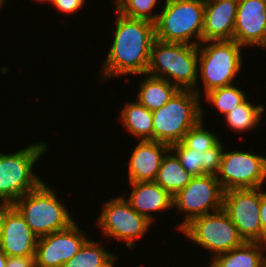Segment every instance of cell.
<instances>
[{
    "label": "cell",
    "instance_id": "cell-1",
    "mask_svg": "<svg viewBox=\"0 0 266 267\" xmlns=\"http://www.w3.org/2000/svg\"><path fill=\"white\" fill-rule=\"evenodd\" d=\"M115 12L114 36L106 59L101 64V75H98L103 81L146 74L151 48L156 40L155 23L126 17L116 9Z\"/></svg>",
    "mask_w": 266,
    "mask_h": 267
},
{
    "label": "cell",
    "instance_id": "cell-2",
    "mask_svg": "<svg viewBox=\"0 0 266 267\" xmlns=\"http://www.w3.org/2000/svg\"><path fill=\"white\" fill-rule=\"evenodd\" d=\"M242 49L244 47L235 40L207 41L198 45L197 78L198 82L199 78L202 80L203 87L196 86V93L201 98L213 89L235 84L243 71Z\"/></svg>",
    "mask_w": 266,
    "mask_h": 267
},
{
    "label": "cell",
    "instance_id": "cell-3",
    "mask_svg": "<svg viewBox=\"0 0 266 267\" xmlns=\"http://www.w3.org/2000/svg\"><path fill=\"white\" fill-rule=\"evenodd\" d=\"M58 197L53 186L43 180L14 202V207L38 238L64 230L75 222L66 203Z\"/></svg>",
    "mask_w": 266,
    "mask_h": 267
},
{
    "label": "cell",
    "instance_id": "cell-4",
    "mask_svg": "<svg viewBox=\"0 0 266 267\" xmlns=\"http://www.w3.org/2000/svg\"><path fill=\"white\" fill-rule=\"evenodd\" d=\"M198 46L183 43L153 42L146 74L163 78L179 90L196 93Z\"/></svg>",
    "mask_w": 266,
    "mask_h": 267
},
{
    "label": "cell",
    "instance_id": "cell-5",
    "mask_svg": "<svg viewBox=\"0 0 266 267\" xmlns=\"http://www.w3.org/2000/svg\"><path fill=\"white\" fill-rule=\"evenodd\" d=\"M49 143L33 142L13 153L0 151V199L13 203L42 181L34 169L48 151Z\"/></svg>",
    "mask_w": 266,
    "mask_h": 267
},
{
    "label": "cell",
    "instance_id": "cell-6",
    "mask_svg": "<svg viewBox=\"0 0 266 267\" xmlns=\"http://www.w3.org/2000/svg\"><path fill=\"white\" fill-rule=\"evenodd\" d=\"M164 1L155 22L156 39L198 46L202 42L205 0Z\"/></svg>",
    "mask_w": 266,
    "mask_h": 267
},
{
    "label": "cell",
    "instance_id": "cell-7",
    "mask_svg": "<svg viewBox=\"0 0 266 267\" xmlns=\"http://www.w3.org/2000/svg\"><path fill=\"white\" fill-rule=\"evenodd\" d=\"M201 101L193 90H178L164 106L152 112L153 140L169 146L181 142L202 119Z\"/></svg>",
    "mask_w": 266,
    "mask_h": 267
},
{
    "label": "cell",
    "instance_id": "cell-8",
    "mask_svg": "<svg viewBox=\"0 0 266 267\" xmlns=\"http://www.w3.org/2000/svg\"><path fill=\"white\" fill-rule=\"evenodd\" d=\"M102 210L94 223L100 229L101 235L116 239L118 242L126 243L129 249L136 247L134 243L148 233L153 226L144 216L136 212L124 198V194L110 200L102 205Z\"/></svg>",
    "mask_w": 266,
    "mask_h": 267
},
{
    "label": "cell",
    "instance_id": "cell-9",
    "mask_svg": "<svg viewBox=\"0 0 266 267\" xmlns=\"http://www.w3.org/2000/svg\"><path fill=\"white\" fill-rule=\"evenodd\" d=\"M180 233L210 252L211 258L245 242L223 208L194 218Z\"/></svg>",
    "mask_w": 266,
    "mask_h": 267
},
{
    "label": "cell",
    "instance_id": "cell-10",
    "mask_svg": "<svg viewBox=\"0 0 266 267\" xmlns=\"http://www.w3.org/2000/svg\"><path fill=\"white\" fill-rule=\"evenodd\" d=\"M224 191L215 175L194 176L190 183L173 197V209L184 216L176 225L180 232L194 218L223 208Z\"/></svg>",
    "mask_w": 266,
    "mask_h": 267
},
{
    "label": "cell",
    "instance_id": "cell-11",
    "mask_svg": "<svg viewBox=\"0 0 266 267\" xmlns=\"http://www.w3.org/2000/svg\"><path fill=\"white\" fill-rule=\"evenodd\" d=\"M216 177L224 192L231 189L264 187L266 155L255 154L248 150L232 151L224 148L220 170Z\"/></svg>",
    "mask_w": 266,
    "mask_h": 267
},
{
    "label": "cell",
    "instance_id": "cell-12",
    "mask_svg": "<svg viewBox=\"0 0 266 267\" xmlns=\"http://www.w3.org/2000/svg\"><path fill=\"white\" fill-rule=\"evenodd\" d=\"M260 202L261 188L224 192L223 209L246 242H261Z\"/></svg>",
    "mask_w": 266,
    "mask_h": 267
},
{
    "label": "cell",
    "instance_id": "cell-13",
    "mask_svg": "<svg viewBox=\"0 0 266 267\" xmlns=\"http://www.w3.org/2000/svg\"><path fill=\"white\" fill-rule=\"evenodd\" d=\"M75 220L68 228L38 238L35 265L37 267H62L81 249L89 237ZM81 228V229H80Z\"/></svg>",
    "mask_w": 266,
    "mask_h": 267
},
{
    "label": "cell",
    "instance_id": "cell-14",
    "mask_svg": "<svg viewBox=\"0 0 266 267\" xmlns=\"http://www.w3.org/2000/svg\"><path fill=\"white\" fill-rule=\"evenodd\" d=\"M233 40L266 50V0H238Z\"/></svg>",
    "mask_w": 266,
    "mask_h": 267
},
{
    "label": "cell",
    "instance_id": "cell-15",
    "mask_svg": "<svg viewBox=\"0 0 266 267\" xmlns=\"http://www.w3.org/2000/svg\"><path fill=\"white\" fill-rule=\"evenodd\" d=\"M238 0H205L202 42L233 40Z\"/></svg>",
    "mask_w": 266,
    "mask_h": 267
},
{
    "label": "cell",
    "instance_id": "cell-16",
    "mask_svg": "<svg viewBox=\"0 0 266 267\" xmlns=\"http://www.w3.org/2000/svg\"><path fill=\"white\" fill-rule=\"evenodd\" d=\"M168 144L154 140H138L128 159V182L155 181Z\"/></svg>",
    "mask_w": 266,
    "mask_h": 267
},
{
    "label": "cell",
    "instance_id": "cell-17",
    "mask_svg": "<svg viewBox=\"0 0 266 267\" xmlns=\"http://www.w3.org/2000/svg\"><path fill=\"white\" fill-rule=\"evenodd\" d=\"M37 241L25 218L13 207L5 217L0 249L8 257H35Z\"/></svg>",
    "mask_w": 266,
    "mask_h": 267
},
{
    "label": "cell",
    "instance_id": "cell-18",
    "mask_svg": "<svg viewBox=\"0 0 266 267\" xmlns=\"http://www.w3.org/2000/svg\"><path fill=\"white\" fill-rule=\"evenodd\" d=\"M131 192L124 198L130 206L151 224L157 220L153 213L173 210V197L155 181L129 182ZM156 215V216H155Z\"/></svg>",
    "mask_w": 266,
    "mask_h": 267
},
{
    "label": "cell",
    "instance_id": "cell-19",
    "mask_svg": "<svg viewBox=\"0 0 266 267\" xmlns=\"http://www.w3.org/2000/svg\"><path fill=\"white\" fill-rule=\"evenodd\" d=\"M223 141H219L209 150H194L185 147L181 142L170 146L180 164L192 176L217 175L220 170L224 152Z\"/></svg>",
    "mask_w": 266,
    "mask_h": 267
},
{
    "label": "cell",
    "instance_id": "cell-20",
    "mask_svg": "<svg viewBox=\"0 0 266 267\" xmlns=\"http://www.w3.org/2000/svg\"><path fill=\"white\" fill-rule=\"evenodd\" d=\"M266 244L244 242L240 246L209 258L208 267H266Z\"/></svg>",
    "mask_w": 266,
    "mask_h": 267
},
{
    "label": "cell",
    "instance_id": "cell-21",
    "mask_svg": "<svg viewBox=\"0 0 266 267\" xmlns=\"http://www.w3.org/2000/svg\"><path fill=\"white\" fill-rule=\"evenodd\" d=\"M118 119L125 132L137 140H153L152 111L148 110L136 100L127 101L124 107L117 111Z\"/></svg>",
    "mask_w": 266,
    "mask_h": 267
},
{
    "label": "cell",
    "instance_id": "cell-22",
    "mask_svg": "<svg viewBox=\"0 0 266 267\" xmlns=\"http://www.w3.org/2000/svg\"><path fill=\"white\" fill-rule=\"evenodd\" d=\"M143 77L138 83V92L135 100L150 111H155L164 106L179 90L175 85L163 78H157L148 74H139Z\"/></svg>",
    "mask_w": 266,
    "mask_h": 267
},
{
    "label": "cell",
    "instance_id": "cell-23",
    "mask_svg": "<svg viewBox=\"0 0 266 267\" xmlns=\"http://www.w3.org/2000/svg\"><path fill=\"white\" fill-rule=\"evenodd\" d=\"M193 177L180 164L177 156L169 150L162 160L155 182L174 197L190 183Z\"/></svg>",
    "mask_w": 266,
    "mask_h": 267
},
{
    "label": "cell",
    "instance_id": "cell-24",
    "mask_svg": "<svg viewBox=\"0 0 266 267\" xmlns=\"http://www.w3.org/2000/svg\"><path fill=\"white\" fill-rule=\"evenodd\" d=\"M263 113H265V105H254V103L247 98L242 104L236 106L223 118L227 127H230L232 132L235 131L236 134H242V132L249 133V131H252L256 126L258 127V125L261 124Z\"/></svg>",
    "mask_w": 266,
    "mask_h": 267
},
{
    "label": "cell",
    "instance_id": "cell-25",
    "mask_svg": "<svg viewBox=\"0 0 266 267\" xmlns=\"http://www.w3.org/2000/svg\"><path fill=\"white\" fill-rule=\"evenodd\" d=\"M99 241L88 239L77 254L62 267H100L105 264L115 253L107 251Z\"/></svg>",
    "mask_w": 266,
    "mask_h": 267
},
{
    "label": "cell",
    "instance_id": "cell-26",
    "mask_svg": "<svg viewBox=\"0 0 266 267\" xmlns=\"http://www.w3.org/2000/svg\"><path fill=\"white\" fill-rule=\"evenodd\" d=\"M203 96L206 102L209 105L212 104L223 117L236 106L242 104L248 97L243 89L237 87L236 84L213 89Z\"/></svg>",
    "mask_w": 266,
    "mask_h": 267
},
{
    "label": "cell",
    "instance_id": "cell-27",
    "mask_svg": "<svg viewBox=\"0 0 266 267\" xmlns=\"http://www.w3.org/2000/svg\"><path fill=\"white\" fill-rule=\"evenodd\" d=\"M204 108L202 107V119L183 136L181 143L194 150H209L213 148L221 139L214 131L204 127Z\"/></svg>",
    "mask_w": 266,
    "mask_h": 267
},
{
    "label": "cell",
    "instance_id": "cell-28",
    "mask_svg": "<svg viewBox=\"0 0 266 267\" xmlns=\"http://www.w3.org/2000/svg\"><path fill=\"white\" fill-rule=\"evenodd\" d=\"M160 2H162L160 0ZM159 0H122L114 9L126 17L145 19L155 23L158 19Z\"/></svg>",
    "mask_w": 266,
    "mask_h": 267
},
{
    "label": "cell",
    "instance_id": "cell-29",
    "mask_svg": "<svg viewBox=\"0 0 266 267\" xmlns=\"http://www.w3.org/2000/svg\"><path fill=\"white\" fill-rule=\"evenodd\" d=\"M85 2L87 3L86 0H53L51 5L61 13L74 15L83 9Z\"/></svg>",
    "mask_w": 266,
    "mask_h": 267
},
{
    "label": "cell",
    "instance_id": "cell-30",
    "mask_svg": "<svg viewBox=\"0 0 266 267\" xmlns=\"http://www.w3.org/2000/svg\"><path fill=\"white\" fill-rule=\"evenodd\" d=\"M261 243L266 244V190L261 187L260 202Z\"/></svg>",
    "mask_w": 266,
    "mask_h": 267
},
{
    "label": "cell",
    "instance_id": "cell-31",
    "mask_svg": "<svg viewBox=\"0 0 266 267\" xmlns=\"http://www.w3.org/2000/svg\"><path fill=\"white\" fill-rule=\"evenodd\" d=\"M35 257L22 256V257H8L6 267H34Z\"/></svg>",
    "mask_w": 266,
    "mask_h": 267
},
{
    "label": "cell",
    "instance_id": "cell-32",
    "mask_svg": "<svg viewBox=\"0 0 266 267\" xmlns=\"http://www.w3.org/2000/svg\"><path fill=\"white\" fill-rule=\"evenodd\" d=\"M13 207V203L0 199V239L4 228L5 217Z\"/></svg>",
    "mask_w": 266,
    "mask_h": 267
},
{
    "label": "cell",
    "instance_id": "cell-33",
    "mask_svg": "<svg viewBox=\"0 0 266 267\" xmlns=\"http://www.w3.org/2000/svg\"><path fill=\"white\" fill-rule=\"evenodd\" d=\"M119 255H117L116 253L102 266L100 267H115L116 263L118 264V260H119ZM118 259V260H117Z\"/></svg>",
    "mask_w": 266,
    "mask_h": 267
},
{
    "label": "cell",
    "instance_id": "cell-34",
    "mask_svg": "<svg viewBox=\"0 0 266 267\" xmlns=\"http://www.w3.org/2000/svg\"><path fill=\"white\" fill-rule=\"evenodd\" d=\"M8 256L0 249V267H6Z\"/></svg>",
    "mask_w": 266,
    "mask_h": 267
},
{
    "label": "cell",
    "instance_id": "cell-35",
    "mask_svg": "<svg viewBox=\"0 0 266 267\" xmlns=\"http://www.w3.org/2000/svg\"><path fill=\"white\" fill-rule=\"evenodd\" d=\"M38 2H41V4L44 2V3H49L51 4L53 0H37Z\"/></svg>",
    "mask_w": 266,
    "mask_h": 267
},
{
    "label": "cell",
    "instance_id": "cell-36",
    "mask_svg": "<svg viewBox=\"0 0 266 267\" xmlns=\"http://www.w3.org/2000/svg\"><path fill=\"white\" fill-rule=\"evenodd\" d=\"M5 1H6V0H0V10H1L2 7H3V4L6 3Z\"/></svg>",
    "mask_w": 266,
    "mask_h": 267
},
{
    "label": "cell",
    "instance_id": "cell-37",
    "mask_svg": "<svg viewBox=\"0 0 266 267\" xmlns=\"http://www.w3.org/2000/svg\"><path fill=\"white\" fill-rule=\"evenodd\" d=\"M122 0H115L114 1V7L119 3V2H121Z\"/></svg>",
    "mask_w": 266,
    "mask_h": 267
}]
</instances>
